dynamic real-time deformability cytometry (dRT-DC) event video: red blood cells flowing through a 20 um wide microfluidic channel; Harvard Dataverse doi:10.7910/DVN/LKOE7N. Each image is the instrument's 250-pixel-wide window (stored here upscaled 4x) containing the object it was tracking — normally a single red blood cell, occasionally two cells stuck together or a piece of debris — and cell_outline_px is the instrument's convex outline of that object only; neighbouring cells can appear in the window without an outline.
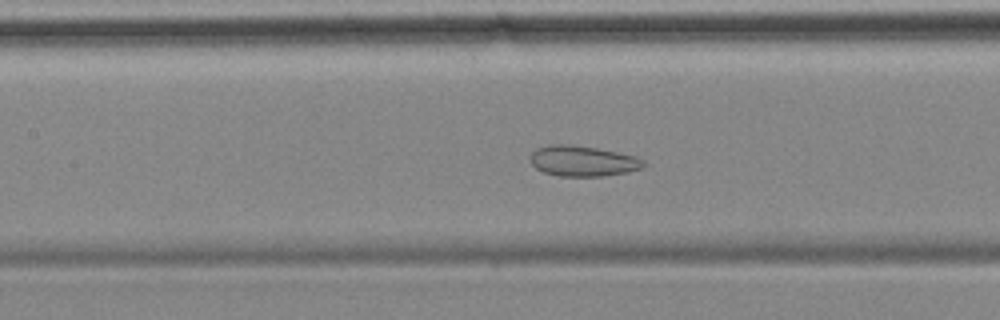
{"species": "common noctule bat (a hibernating species)", "species_latin": "Nyctalus noctula", "temperature_condition": "cold", "stored_images_in_passage": 56, "camera_frame_rate_fps": 3000, "um_per_image_px": 0.085, "animal": {"sex": "female", "body_mass_g": 18.4}, "frame": {"image": 1, "passage_image": 24, "time_ms": 7.667, "image_size_px": [1000, 320], "cell_outline_px": [[648, 164], [644, 168], [628, 172], [600, 176], [556, 176], [544, 172], [536, 168], [532, 164], [532, 152], [536, 148], [548, 144], [568, 144], [596, 148], [636, 156], [644, 160]], "centroid_in_image_um": [49.57, 13.69], "position_along_channel_um": 157.8, "area_um2": 20.23}}
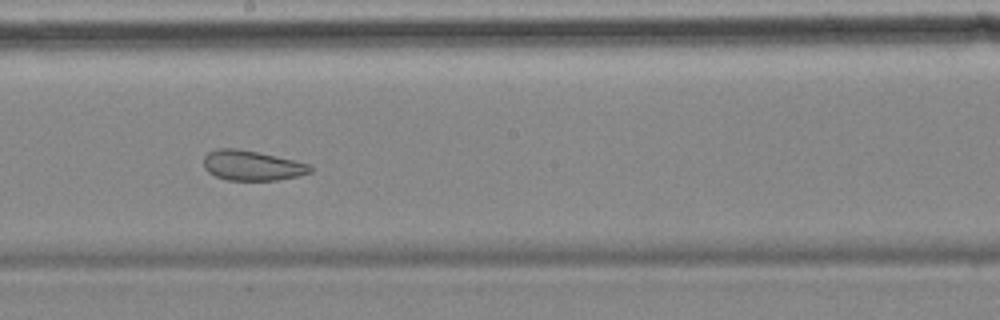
{"frame": {"image": 2, "passage_image": 30, "time_ms": 9.667, "image_size_px": [1000, 320], "cell_outline_px": [[312, 172], [296, 176], [276, 180], [228, 180], [216, 176], [208, 172], [204, 168], [204, 156], [208, 152], [220, 148], [236, 148], [256, 152], [292, 160], [308, 164], [312, 168]], "centroid_in_image_um": [21.38, 14.07], "position_along_channel_um": 226.8, "area_um2": 18.32}}
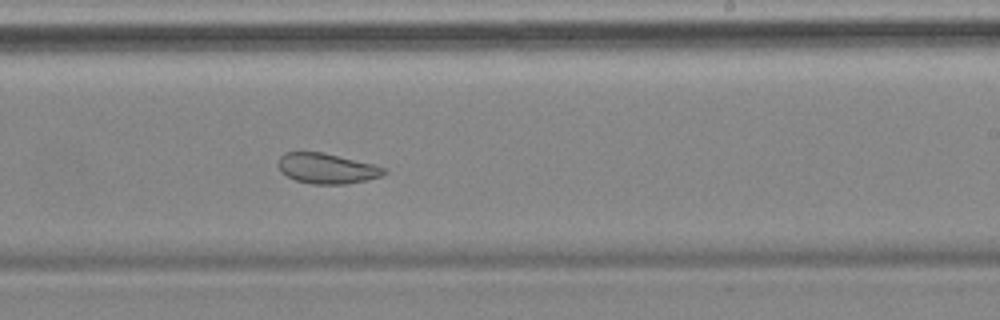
{"frame": {"image": 3, "passage_image": 33, "time_ms": 10.667, "image_size_px": [1000, 320], "cell_outline_px": [[388, 172], [384, 176], [368, 180], [348, 184], [312, 184], [296, 180], [280, 172], [280, 156], [284, 152], [324, 152], [372, 164], [384, 168]], "centroid_in_image_um": [27.82, 14.32], "position_along_channel_um": 261.2, "area_um2": 18.67}, "authors_computed_cell_mechanics": {"area_um2": 25.9811, "velocity_mm_per_s": 3.4687, "shape_relaxation_time_tau1_ms": null, "shape_relaxation_time_tau2_ms": 2.3569, "deformation_change_tau1": null, "deformation_change_tau2": 0.0779}}